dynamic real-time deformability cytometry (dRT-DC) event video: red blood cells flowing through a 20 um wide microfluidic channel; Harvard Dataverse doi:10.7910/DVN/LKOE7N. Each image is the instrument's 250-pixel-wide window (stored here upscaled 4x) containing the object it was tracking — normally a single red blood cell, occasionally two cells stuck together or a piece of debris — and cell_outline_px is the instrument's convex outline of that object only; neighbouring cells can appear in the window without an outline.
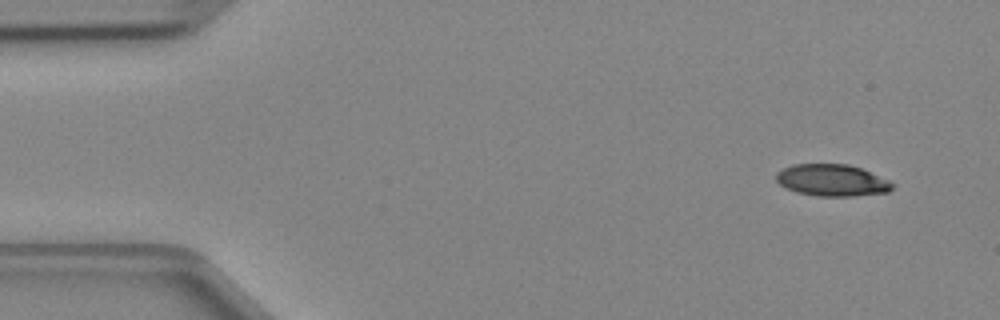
{"species": "Egyptian fruit bat (a non-hibernating species)", "species_latin": "Rousettus aegyptiacus", "temperature_condition": "cold", "stored_images_in_passage": 45, "camera_frame_rate_fps": 3000, "um_per_image_px": 0.085, "animal": {"sex": "female"}, "frame": {"image": 1, "passage_image": 1, "time_ms": 0.0, "image_size_px": [1000, 320], "cell_outline_px": [[896, 184], [888, 192], [852, 196], [816, 196], [796, 192], [780, 184], [776, 180], [776, 172], [792, 164], [848, 164], [860, 168], [888, 180]], "centroid_in_image_um": [70.71, 15.32], "position_along_channel_um": 14.3, "area_um2": 21.44}}
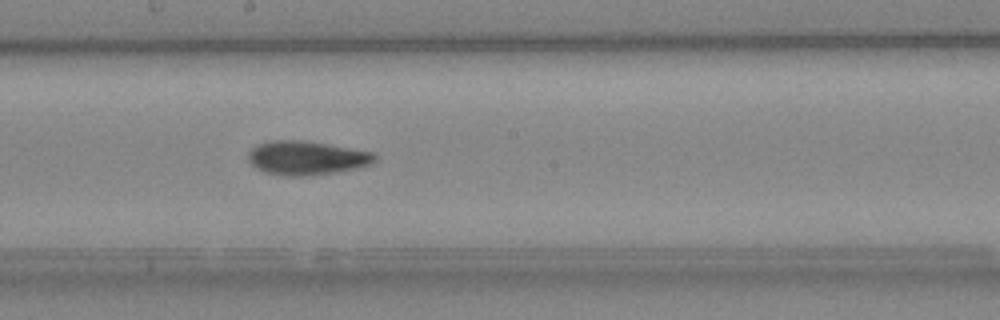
{"frame": {"image": 2, "passage_image": 23, "time_ms": 7.333, "image_size_px": [1000, 320], "cell_outline_px": [[376, 160], [372, 164], [356, 168], [336, 172], [300, 176], [284, 176], [264, 172], [256, 168], [248, 160], [248, 152], [256, 144], [272, 140], [304, 140], [372, 152], [376, 156]], "centroid_in_image_um": [26.02, 13.42], "position_along_channel_um": 222.2, "area_um2": 24.97}}
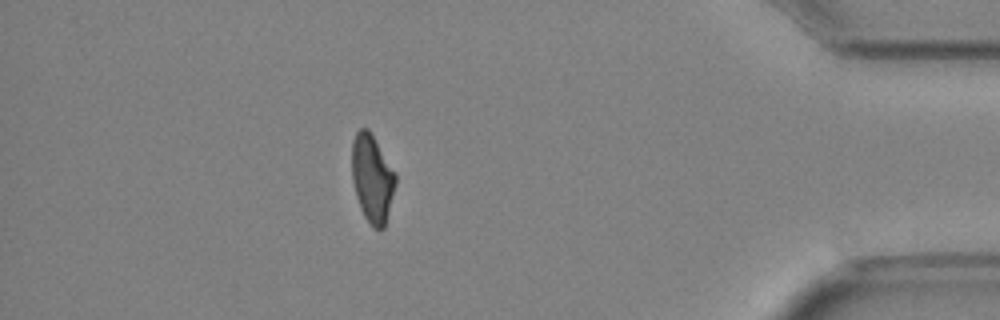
{"frame": {"image": 3, "passage_image": 39, "time_ms": 12.667, "image_size_px": [1000, 320], "cell_outline_px": [[396, 184], [384, 228], [372, 228], [364, 216], [360, 208], [356, 196], [352, 180], [352, 140], [356, 132], [360, 128], [368, 128], [396, 172]], "centroid_in_image_um": [31.63, 15.15], "position_along_channel_um": 403.6, "area_um2": 22.43}}